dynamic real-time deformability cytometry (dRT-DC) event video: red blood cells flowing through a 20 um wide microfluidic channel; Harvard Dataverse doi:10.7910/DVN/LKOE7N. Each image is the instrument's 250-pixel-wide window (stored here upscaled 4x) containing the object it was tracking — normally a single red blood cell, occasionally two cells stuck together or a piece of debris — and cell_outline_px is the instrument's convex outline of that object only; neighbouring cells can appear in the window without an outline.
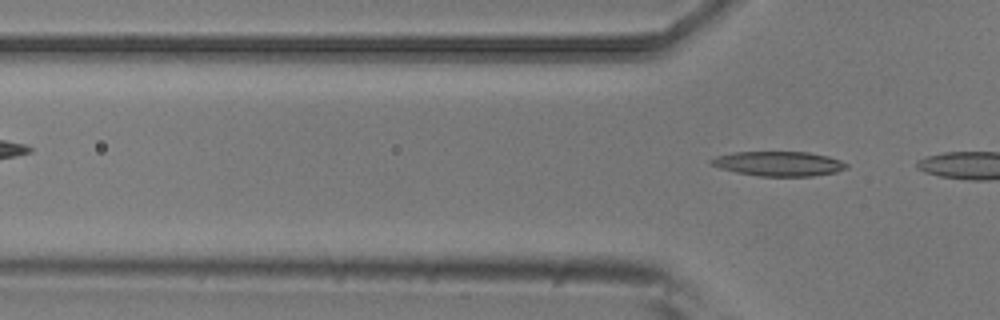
{"species": "common noctule bat (a hibernating species)", "species_latin": "Nyctalus noctula", "temperature_condition": "room temperature", "stored_images_in_passage": 6, "camera_frame_rate_fps": 3000, "um_per_image_px": 0.085, "animal": {"sex": "male", "body_mass_g": 20.5, "forearm_length_mm": 52.5}, "frame": {"image": 1, "passage_image": 6, "time_ms": 1.667, "image_size_px": [1000, 320], "cell_outline_px": [[848, 168], [836, 172], [812, 176], [760, 176], [736, 172], [720, 168], [708, 164], [708, 160], [716, 156], [732, 152], [808, 152], [828, 156], [840, 160], [848, 164]], "centroid_in_image_um": [66.16, 13.91], "position_along_channel_um": 59.6, "area_um2": 19.54}}